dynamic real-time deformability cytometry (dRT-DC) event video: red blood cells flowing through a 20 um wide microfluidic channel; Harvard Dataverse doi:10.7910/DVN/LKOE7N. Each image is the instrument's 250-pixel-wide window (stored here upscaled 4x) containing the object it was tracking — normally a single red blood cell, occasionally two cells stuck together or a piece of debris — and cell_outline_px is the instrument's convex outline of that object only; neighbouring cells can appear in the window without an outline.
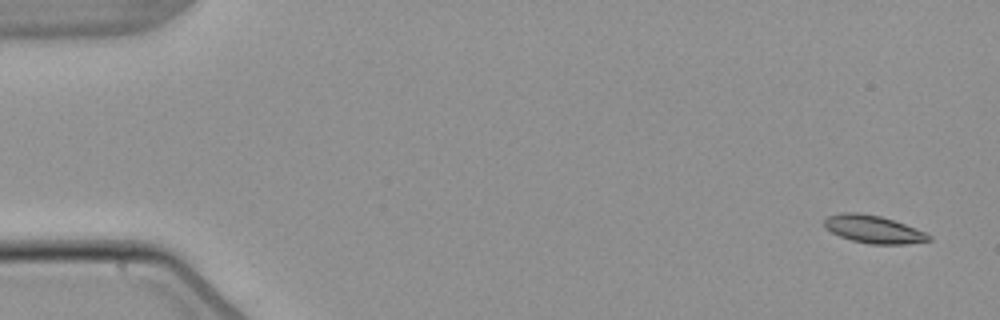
{"species": "common noctule bat (a hibernating species)", "species_latin": "Nyctalus noctula", "temperature_condition": "warm", "stored_images_in_passage": 8, "camera_frame_rate_fps": 3000, "um_per_image_px": 0.085, "animal": {"sex": "male", "body_mass_g": 21.5, "forearm_length_mm": 52.0}, "frame": {"image": 1, "passage_image": 1, "time_ms": 0.0, "image_size_px": [1000, 320], "cell_outline_px": [[932, 240], [904, 244], [868, 244], [852, 240], [840, 236], [824, 228], [824, 220], [828, 216], [840, 212], [856, 212], [880, 216], [904, 224], [924, 232], [932, 236]], "centroid_in_image_um": [74.21, 19.49], "position_along_channel_um": 10.8, "area_um2": 16.76}}
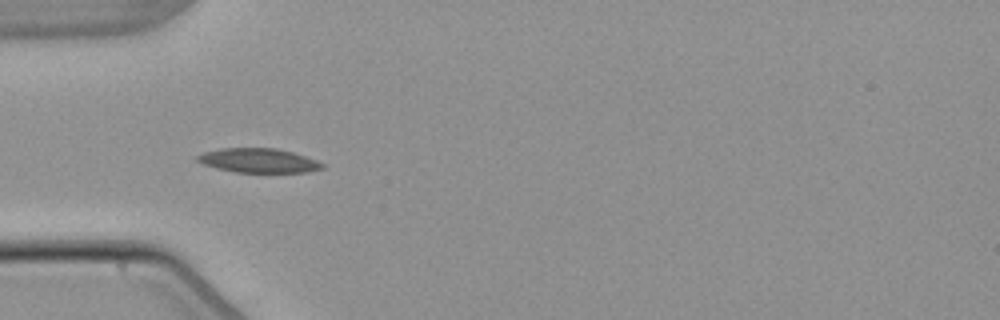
{"frame": {"image": 2, "passage_image": 5, "time_ms": 5.0, "image_size_px": [1000, 320], "cell_outline_px": [[324, 168], [308, 172], [236, 172], [216, 168], [204, 164], [196, 160], [196, 156], [204, 152], [220, 148], [276, 148], [292, 152], [316, 160], [324, 164]], "centroid_in_image_um": [21.97, 13.64], "position_along_channel_um": 63.0, "area_um2": 17.57}}
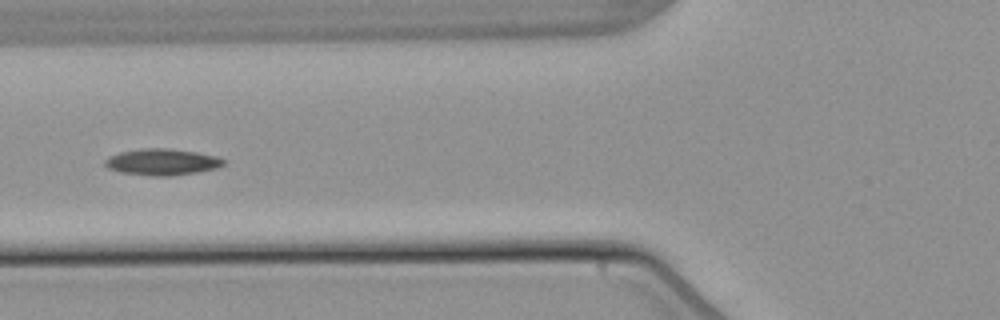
{"frame": {"image": 3, "passage_image": 6, "time_ms": 6.333, "image_size_px": [1000, 320], "cell_outline_px": [[224, 164], [216, 168], [196, 172], [172, 176], [152, 176], [120, 172], [108, 168], [104, 164], [104, 160], [120, 152], [144, 148], [168, 148], [196, 152], [216, 156], [224, 160]], "centroid_in_image_um": [13.77, 13.77], "position_along_channel_um": 112.0, "area_um2": 18.09}}